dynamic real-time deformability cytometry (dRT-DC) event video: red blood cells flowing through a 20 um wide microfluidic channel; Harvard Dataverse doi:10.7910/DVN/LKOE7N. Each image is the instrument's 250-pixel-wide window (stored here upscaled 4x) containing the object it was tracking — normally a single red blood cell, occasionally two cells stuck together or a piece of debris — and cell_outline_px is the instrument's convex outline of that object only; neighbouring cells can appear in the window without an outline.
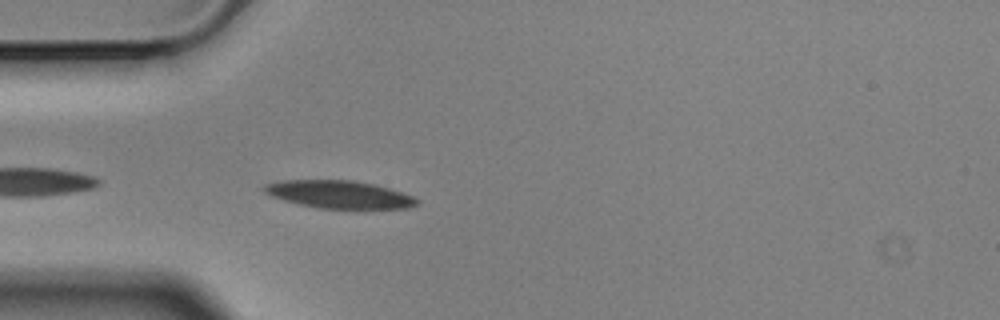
{"species": "Egyptian fruit bat (a non-hibernating species)", "species_latin": "Rousettus aegyptiacus", "temperature_condition": "cold", "stored_images_in_passage": 11, "camera_frame_rate_fps": 3000, "um_per_image_px": 0.085, "animal": {"sex": "male"}, "frame": {"image": 1, "passage_image": 2, "time_ms": 0.333, "image_size_px": [1000, 320], "cell_outline_px": [[420, 204], [408, 208], [320, 208], [300, 204], [284, 200], [272, 196], [264, 192], [260, 188], [264, 184], [284, 180], [352, 180], [376, 184], [412, 196], [420, 200]], "centroid_in_image_um": [28.83, 16.52], "position_along_channel_um": 56.2, "area_um2": 24.57}}
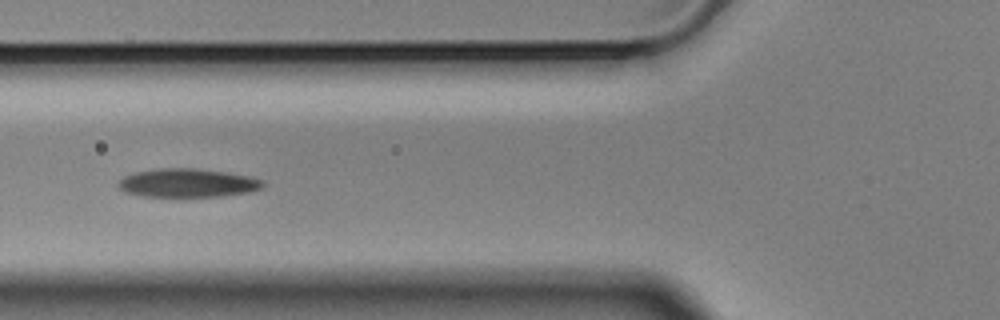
{"frame": {"image": 2, "passage_image": 7, "time_ms": 2.0, "image_size_px": [1000, 320], "cell_outline_px": [[264, 184], [260, 188], [248, 192], [224, 196], [140, 196], [124, 192], [116, 184], [124, 176], [136, 172], [160, 168], [196, 168], [228, 172], [252, 176], [264, 180]], "centroid_in_image_um": [15.96, 15.54], "position_along_channel_um": 109.8, "area_um2": 24.16}}